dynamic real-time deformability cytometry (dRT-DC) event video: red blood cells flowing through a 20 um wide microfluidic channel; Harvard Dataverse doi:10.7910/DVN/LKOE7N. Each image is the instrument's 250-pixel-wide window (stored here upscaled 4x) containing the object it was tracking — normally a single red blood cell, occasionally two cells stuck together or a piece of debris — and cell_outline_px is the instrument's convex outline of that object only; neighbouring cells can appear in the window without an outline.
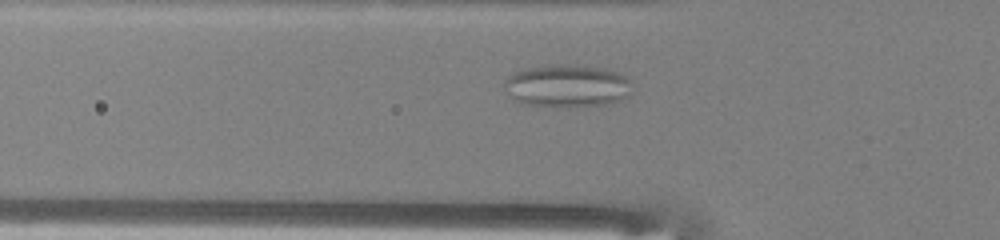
{"species": "common noctule bat (a hibernating species)", "species_latin": "Nyctalus noctula", "temperature_condition": "warm", "stored_images_in_passage": 35, "camera_frame_rate_fps": 3000, "um_per_image_px": 0.085, "animal": {"sex": "male", "body_mass_g": 13.0, "forearm_length_mm": 53.1}, "frame": {"image": 1, "passage_image": 13, "time_ms": 4.0, "image_size_px": [1000, 240], "cell_outline_px": [[632, 92], [628, 96], [620, 100], [608, 104], [528, 104], [516, 100], [508, 96], [504, 88], [504, 80], [508, 76], [524, 68], [544, 64], [576, 64], [608, 68], [620, 72], [628, 76], [632, 84]], "centroid_in_image_um": [48.25, 7.22], "position_along_channel_um": 77.5, "area_um2": 31.67}}
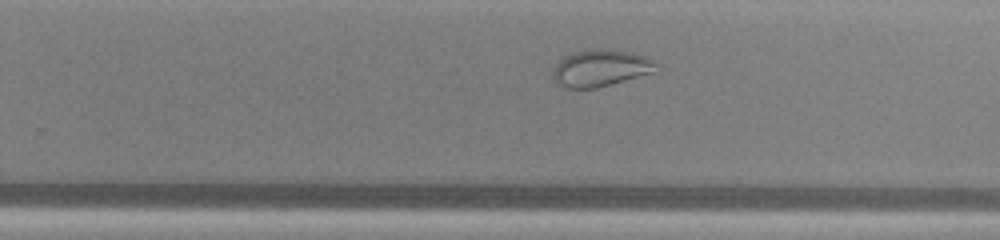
{"frame": {"image": 2, "passage_image": 28, "time_ms": 9.0, "image_size_px": [1000, 240], "cell_outline_px": [[660, 72], [596, 88], [568, 88], [560, 84], [552, 76], [552, 72], [556, 64], [564, 56], [576, 52], [596, 48], [628, 52], [648, 56], [656, 64]], "centroid_in_image_um": [51.13, 5.8], "position_along_channel_um": 278.7, "area_um2": 22.25}}
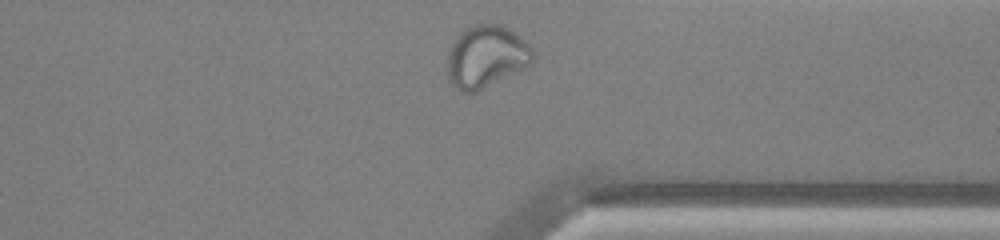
{"frame": {"image": 3, "passage_image": 35, "time_ms": 11.333, "image_size_px": [1000, 240], "cell_outline_px": [[536, 56], [528, 64], [476, 92], [460, 92], [448, 80], [448, 52], [452, 44], [460, 32], [464, 28], [476, 24], [496, 24], [508, 28], [520, 36], [532, 48]], "centroid_in_image_um": [41.29, 4.79], "position_along_channel_um": 370.1, "area_um2": 30.52}, "authors_computed_cell_mechanics": {"area_um2": 27.6284, "velocity_mm_per_s": 4.019, "shape_relaxation_time_tau1_ms": null, "shape_relaxation_time_tau2_ms": 0.8351, "deformation_change_tau1": null, "deformation_change_tau2": 0.0558}}